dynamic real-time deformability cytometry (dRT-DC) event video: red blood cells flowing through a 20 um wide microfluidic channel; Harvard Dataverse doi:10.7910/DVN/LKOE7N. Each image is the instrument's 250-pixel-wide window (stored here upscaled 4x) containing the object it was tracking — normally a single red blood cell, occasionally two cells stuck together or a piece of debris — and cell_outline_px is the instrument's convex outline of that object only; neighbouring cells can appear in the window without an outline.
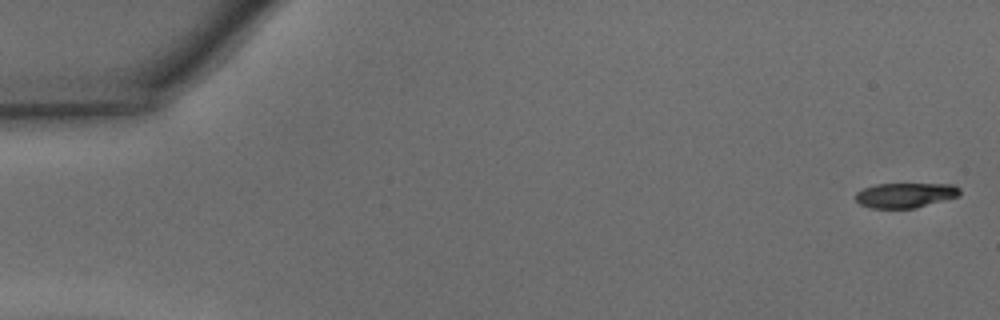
{"species": "common noctule bat (a hibernating species)", "species_latin": "Nyctalus noctula", "temperature_condition": "warm", "stored_images_in_passage": 46, "camera_frame_rate_fps": 3000, "um_per_image_px": 0.085, "animal": {"sex": "male", "body_mass_g": 15.6}, "frame": {"image": 1, "passage_image": 1, "time_ms": 0.0, "image_size_px": [1000, 320], "cell_outline_px": [[960, 192], [956, 196], [916, 208], [872, 208], [860, 204], [856, 200], [856, 192], [864, 188], [876, 184], [952, 184], [960, 188]], "centroid_in_image_um": [76.92, 16.59], "position_along_channel_um": 8.1, "area_um2": 14.91}}
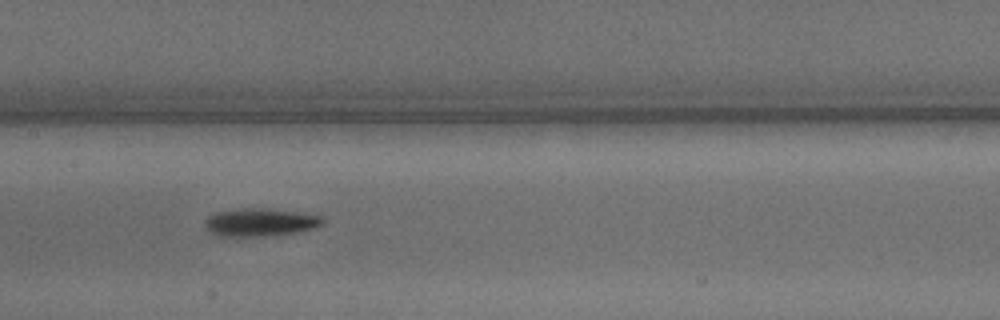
{"frame": {"image": 2, "passage_image": 23, "time_ms": 7.333, "image_size_px": [1000, 320], "cell_outline_px": [[324, 224], [316, 228], [292, 232], [264, 236], [220, 236], [212, 232], [204, 224], [204, 220], [208, 216], [216, 212], [236, 208], [264, 208], [296, 212], [320, 216], [324, 220]], "centroid_in_image_um": [22.09, 18.88], "position_along_channel_um": 185.3, "area_um2": 18.96}}
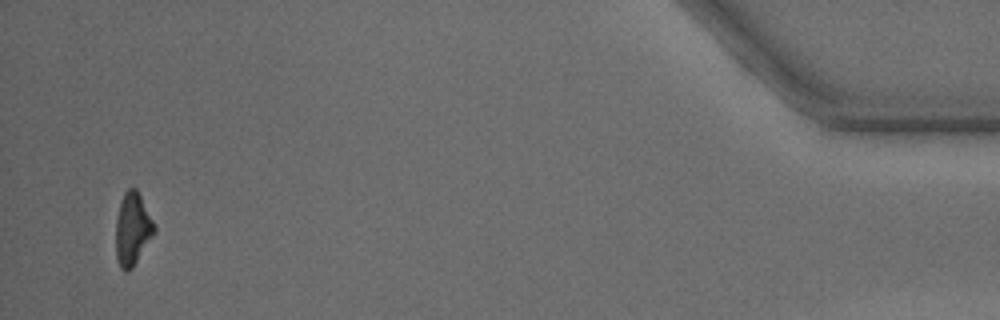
{"frame": {"image": 3, "passage_image": 45, "time_ms": 14.667, "image_size_px": [1000, 320], "cell_outline_px": [[156, 232], [132, 268], [128, 272], [124, 272], [120, 268], [116, 256], [116, 220], [120, 200], [124, 192], [128, 188], [136, 188], [156, 228]], "centroid_in_image_um": [11.25, 19.49], "position_along_channel_um": 424.0, "area_um2": 16.24}, "authors_computed_cell_mechanics": {"area_um2": 17.3978, "velocity_mm_per_s": 4.3668, "shape_relaxation_time_tau1_ms": 2.8225, "shape_relaxation_time_tau2_ms": 3.461, "deformation_change_tau1": 0.1365, "deformation_change_tau2": 0.1322}}